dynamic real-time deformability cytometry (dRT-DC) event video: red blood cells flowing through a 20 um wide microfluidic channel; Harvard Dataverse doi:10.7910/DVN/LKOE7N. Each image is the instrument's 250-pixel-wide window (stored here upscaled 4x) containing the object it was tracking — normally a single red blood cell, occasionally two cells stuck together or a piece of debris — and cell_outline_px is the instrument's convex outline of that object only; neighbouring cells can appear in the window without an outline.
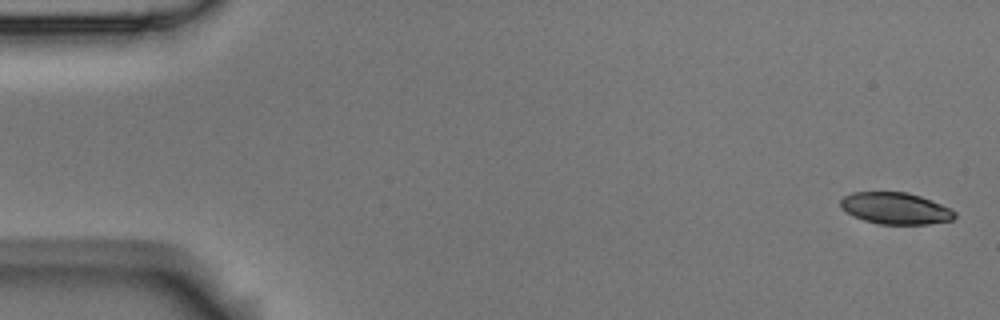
{"species": "Egyptian fruit bat (a non-hibernating species)", "species_latin": "Rousettus aegyptiacus", "temperature_condition": "room temperature", "stored_images_in_passage": 5, "camera_frame_rate_fps": 3000, "um_per_image_px": 0.085, "animal": {"sex": "male"}, "frame": {"image": 1, "passage_image": 1, "time_ms": 0.0, "image_size_px": [1000, 320], "cell_outline_px": [[956, 216], [952, 220], [928, 224], [880, 224], [864, 220], [852, 216], [840, 208], [840, 200], [844, 196], [852, 192], [908, 192], [920, 196], [940, 204], [956, 212]], "centroid_in_image_um": [76.07, 17.71], "position_along_channel_um": 8.9, "area_um2": 21.04}}
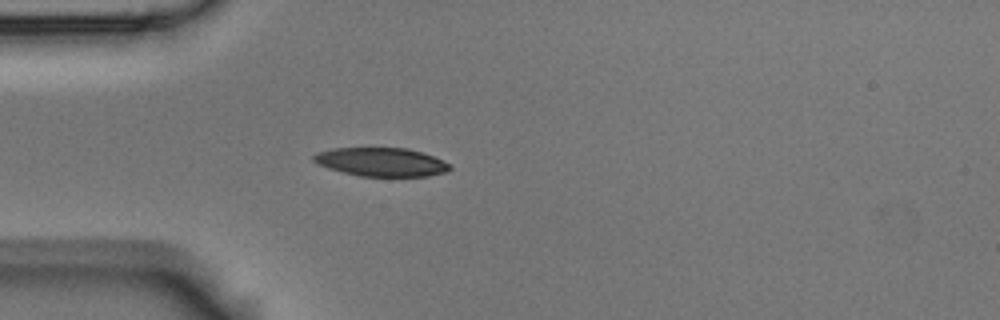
{"frame": {"image": 2, "passage_image": 5, "time_ms": 1.333, "image_size_px": [1000, 320], "cell_outline_px": [[452, 168], [448, 172], [428, 176], [360, 176], [328, 168], [312, 160], [312, 156], [316, 152], [332, 148], [408, 148], [444, 160], [452, 164]], "centroid_in_image_um": [32.44, 13.77], "position_along_channel_um": 52.6, "area_um2": 22.77}}